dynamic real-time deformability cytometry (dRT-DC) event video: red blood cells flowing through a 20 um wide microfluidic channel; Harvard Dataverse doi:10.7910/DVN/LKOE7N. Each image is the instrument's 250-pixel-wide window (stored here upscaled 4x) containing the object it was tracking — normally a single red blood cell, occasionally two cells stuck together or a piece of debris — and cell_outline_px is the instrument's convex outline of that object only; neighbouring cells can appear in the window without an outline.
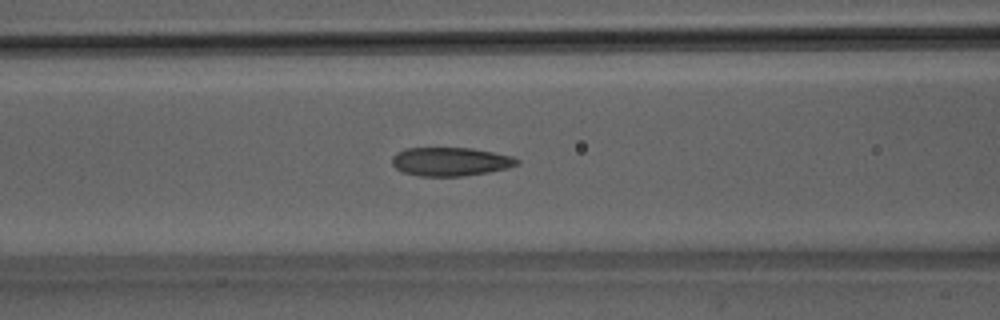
{"species": "Egyptian fruit bat (a non-hibernating species)", "species_latin": "Rousettus aegyptiacus", "temperature_condition": "room temperature", "stored_images_in_passage": 50, "camera_frame_rate_fps": 3000, "um_per_image_px": 0.085, "animal": {"sex": "male"}, "frame": {"image": 1, "passage_image": 21, "time_ms": 6.667, "image_size_px": [1000, 320], "cell_outline_px": [[520, 164], [508, 168], [488, 172], [464, 176], [420, 176], [404, 172], [396, 168], [392, 164], [392, 156], [396, 152], [404, 148], [472, 148], [512, 156], [520, 160]], "centroid_in_image_um": [38.29, 13.73], "position_along_channel_um": 128.3, "area_um2": 20.92}}
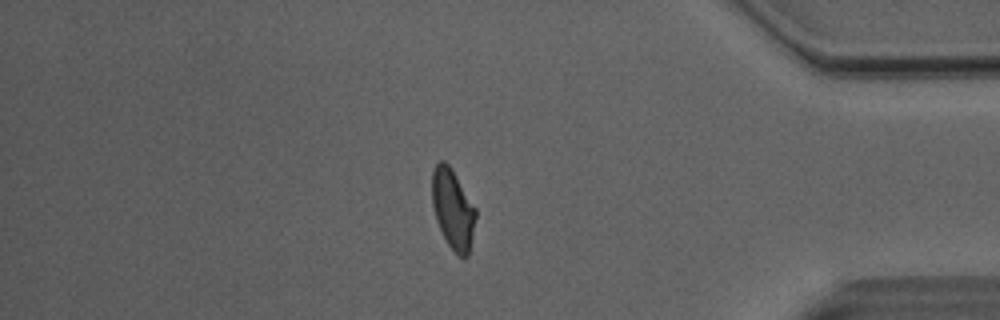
{"frame": {"image": 2, "passage_image": 43, "time_ms": 14.0, "image_size_px": [1000, 320], "cell_outline_px": [[476, 216], [468, 256], [464, 260], [448, 244], [436, 220], [432, 204], [432, 172], [436, 164], [440, 160], [444, 160], [448, 164], [476, 208]], "centroid_in_image_um": [38.49, 17.77], "position_along_channel_um": 396.7, "area_um2": 20.0}}
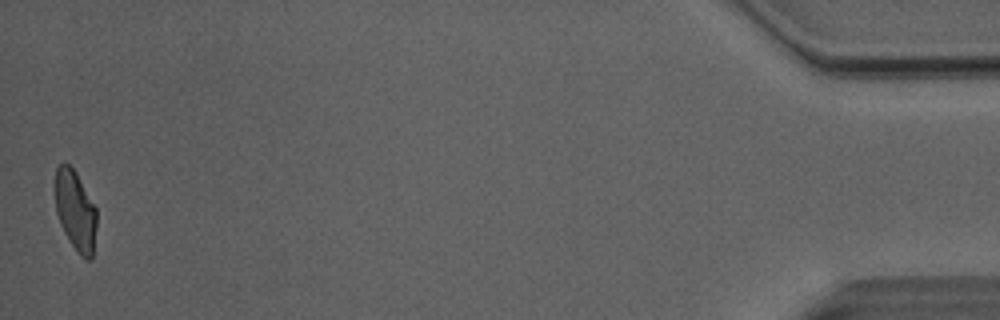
{"frame": {"image": 3, "passage_image": 50, "time_ms": 16.333, "image_size_px": [1000, 320], "cell_outline_px": [[96, 228], [92, 260], [84, 260], [76, 252], [64, 232], [60, 224], [56, 212], [56, 168], [64, 160], [76, 172], [96, 208]], "centroid_in_image_um": [6.42, 17.94], "position_along_channel_um": 428.8, "area_um2": 19.42}, "authors_computed_cell_mechanics": {"area_um2": 20.9525, "velocity_mm_per_s": 4.0818, "shape_relaxation_time_tau1_ms": 7.793, "shape_relaxation_time_tau2_ms": 1.3891, "deformation_change_tau1": 0.1903, "deformation_change_tau2": 0.0985}}